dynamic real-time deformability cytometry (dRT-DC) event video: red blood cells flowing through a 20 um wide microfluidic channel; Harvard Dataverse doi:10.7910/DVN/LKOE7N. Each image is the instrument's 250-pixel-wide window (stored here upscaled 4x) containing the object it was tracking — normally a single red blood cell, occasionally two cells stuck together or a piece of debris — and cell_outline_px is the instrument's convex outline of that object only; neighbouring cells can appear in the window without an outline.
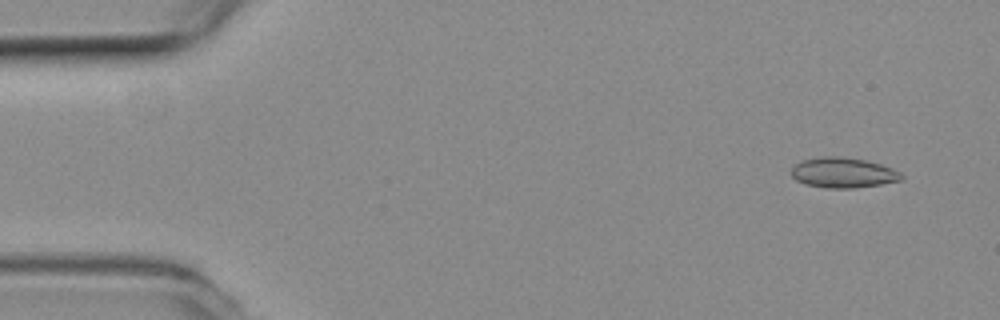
{"species": "common noctule bat (a hibernating species)", "species_latin": "Nyctalus noctula", "temperature_condition": "room temperature", "stored_images_in_passage": 4, "camera_frame_rate_fps": 3000, "um_per_image_px": 0.085, "animal": {"sex": "female", "body_mass_g": 19.3, "forearm_length_mm": 54.1}, "frame": {"image": 1, "passage_image": 1, "time_ms": 0.0, "image_size_px": [1000, 320], "cell_outline_px": [[904, 176], [900, 180], [880, 184], [856, 188], [824, 188], [804, 184], [796, 180], [792, 176], [792, 168], [800, 160], [824, 156], [840, 156], [864, 160], [880, 164], [892, 168], [900, 172]], "centroid_in_image_um": [71.64, 14.68], "position_along_channel_um": 13.4, "area_um2": 19.42}}
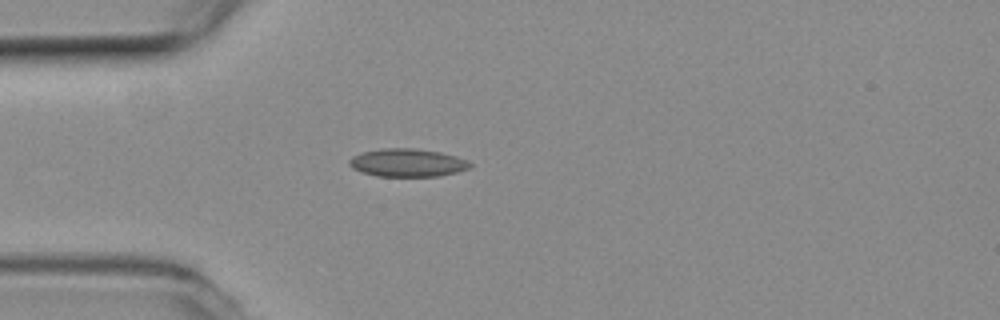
{"frame": {"image": 2, "passage_image": 4, "time_ms": 1.0, "image_size_px": [1000, 320], "cell_outline_px": [[472, 164], [468, 168], [456, 172], [440, 176], [376, 176], [352, 168], [348, 164], [348, 160], [352, 156], [360, 152], [380, 148], [416, 148], [440, 152], [456, 156], [468, 160]], "centroid_in_image_um": [34.6, 13.82], "position_along_channel_um": 50.4, "area_um2": 19.83}}